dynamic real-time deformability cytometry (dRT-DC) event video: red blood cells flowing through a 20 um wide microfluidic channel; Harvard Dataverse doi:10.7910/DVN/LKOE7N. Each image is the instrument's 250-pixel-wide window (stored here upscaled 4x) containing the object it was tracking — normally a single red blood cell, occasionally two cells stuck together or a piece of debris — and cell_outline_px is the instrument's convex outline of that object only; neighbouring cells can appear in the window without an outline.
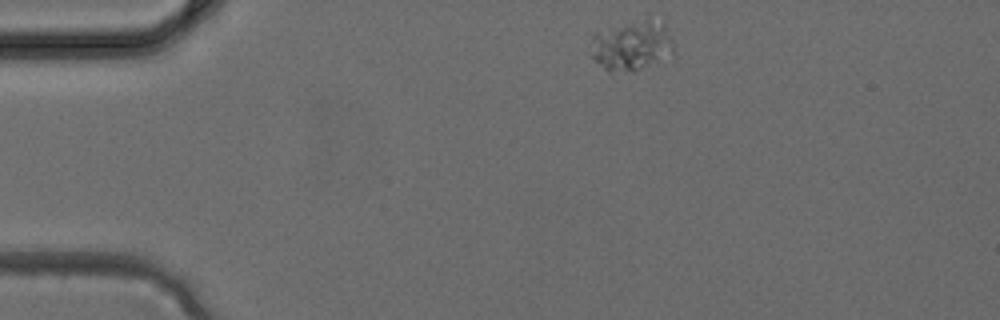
{"species": "common noctule bat (a hibernating species)", "species_latin": "Nyctalus noctula", "temperature_condition": "cold", "stored_images_in_passage": 2, "camera_frame_rate_fps": 3000, "um_per_image_px": 0.085, "animal": {"sex": "female", "body_mass_g": 24.6, "forearm_length_mm": 56.2}, "frame": {"image": 1, "passage_image": 1, "time_ms": 0.0, "image_size_px": [1000, 320], "cell_outline_px": [[672, 52], [640, 68], [608, 72], [592, 56], [592, 36], [596, 32], [628, 24], [648, 20], [664, 20], [672, 40]], "centroid_in_image_um": [53.69, 3.84], "position_along_channel_um": 31.3, "area_um2": 22.77}}